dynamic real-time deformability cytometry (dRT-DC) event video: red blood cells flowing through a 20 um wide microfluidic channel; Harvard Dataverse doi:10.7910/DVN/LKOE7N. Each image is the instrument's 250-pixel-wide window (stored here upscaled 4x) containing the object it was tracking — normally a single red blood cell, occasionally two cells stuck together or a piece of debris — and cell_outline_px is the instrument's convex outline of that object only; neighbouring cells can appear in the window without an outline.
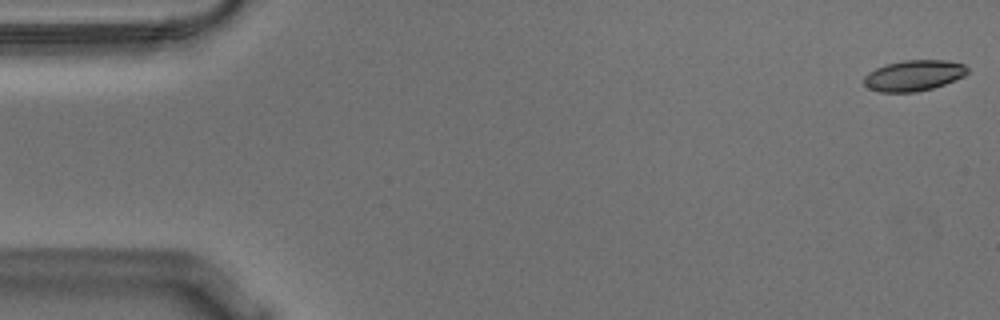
{"species": "Egyptian fruit bat (a non-hibernating species)", "species_latin": "Rousettus aegyptiacus", "temperature_condition": "warm", "stored_images_in_passage": 56, "camera_frame_rate_fps": 3000, "um_per_image_px": 0.085, "animal": {"sex": "male"}, "frame": {"image": 1, "passage_image": 1, "time_ms": 0.0, "image_size_px": [1000, 320], "cell_outline_px": [[968, 72], [964, 76], [944, 84], [932, 88], [916, 92], [880, 92], [868, 88], [864, 84], [864, 76], [868, 72], [876, 68], [888, 64], [904, 60], [948, 60], [964, 64], [968, 68]], "centroid_in_image_um": [77.67, 6.42], "position_along_channel_um": 7.3, "area_um2": 18.55}}
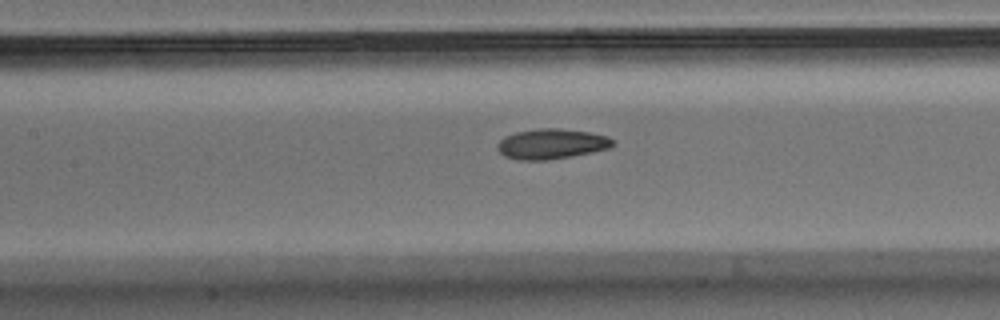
{"frame": {"image": 2, "passage_image": 25, "time_ms": 8.0, "image_size_px": [1000, 320], "cell_outline_px": [[612, 144], [608, 148], [592, 152], [572, 156], [548, 160], [516, 160], [504, 156], [496, 148], [496, 144], [504, 136], [516, 132], [540, 128], [560, 128], [588, 132], [608, 136], [612, 140]], "centroid_in_image_um": [46.81, 12.23], "position_along_channel_um": 160.6, "area_um2": 20.29}}
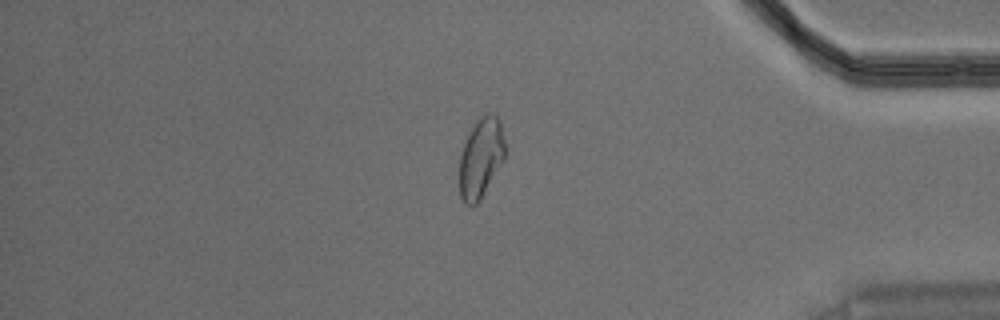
{"frame": {"image": 3, "passage_image": 47, "time_ms": 15.333, "image_size_px": [1000, 320], "cell_outline_px": [[504, 160], [480, 200], [476, 204], [464, 204], [460, 196], [460, 156], [464, 144], [476, 120], [480, 116], [488, 112], [492, 112], [500, 120], [504, 140]], "centroid_in_image_um": [40.88, 13.4], "position_along_channel_um": 394.3, "area_um2": 21.04}, "authors_computed_cell_mechanics": {"area_um2": 19.8832, "velocity_mm_per_s": 3.5951, "shape_relaxation_time_tau1_ms": null, "shape_relaxation_time_tau2_ms": 3.0473, "deformation_change_tau1": null, "deformation_change_tau2": 0.0785}}